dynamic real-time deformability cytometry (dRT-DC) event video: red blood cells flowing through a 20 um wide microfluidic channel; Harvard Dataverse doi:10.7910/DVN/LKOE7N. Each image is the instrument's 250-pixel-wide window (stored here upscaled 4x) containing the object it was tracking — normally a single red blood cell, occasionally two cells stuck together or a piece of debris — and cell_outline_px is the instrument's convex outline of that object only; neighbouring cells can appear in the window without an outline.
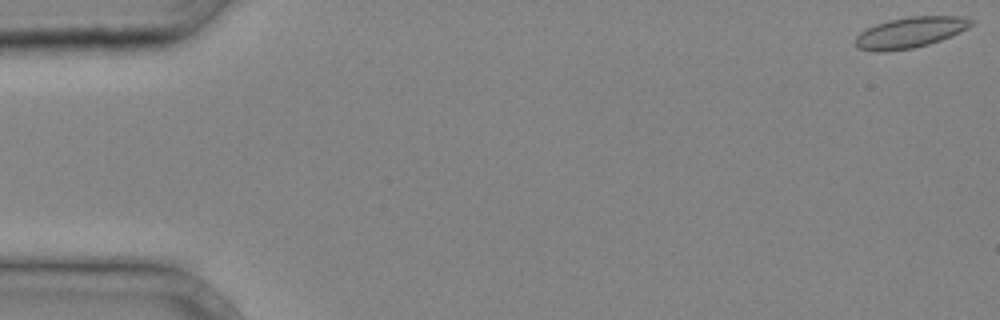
{"species": "common noctule bat (a hibernating species)", "species_latin": "Nyctalus noctula", "temperature_condition": "cold", "stored_images_in_passage": 35, "camera_frame_rate_fps": 3000, "um_per_image_px": 0.085, "animal": {"sex": "male", "body_mass_g": 20.4}, "frame": {"image": 1, "passage_image": 1, "time_ms": 0.0, "image_size_px": [1000, 320], "cell_outline_px": [[972, 24], [968, 28], [952, 36], [928, 44], [912, 48], [884, 52], [876, 52], [860, 48], [856, 44], [856, 36], [860, 32], [876, 24], [888, 20], [908, 16], [960, 16], [972, 20]], "centroid_in_image_um": [77.37, 2.75], "position_along_channel_um": 7.6, "area_um2": 20.63}}
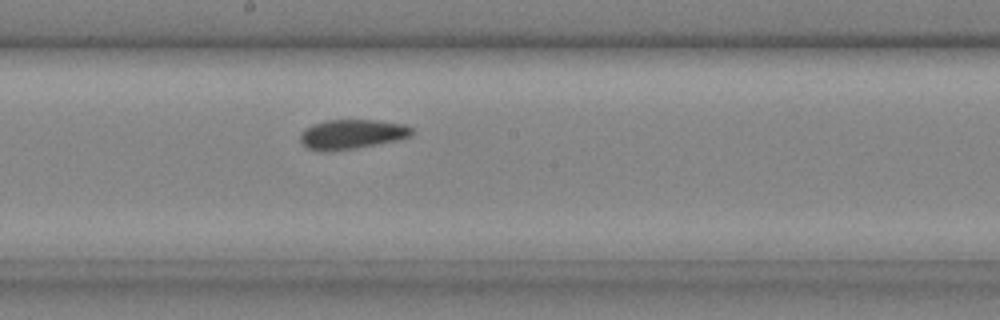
{"frame": {"image": 2, "passage_image": 22, "time_ms": 7.0, "image_size_px": [1000, 320], "cell_outline_px": [[416, 132], [412, 136], [396, 140], [356, 148], [332, 152], [320, 152], [308, 148], [300, 140], [300, 132], [304, 128], [312, 124], [324, 120], [376, 120], [408, 124]], "centroid_in_image_um": [29.91, 11.41], "position_along_channel_um": 218.3, "area_um2": 19.65}}
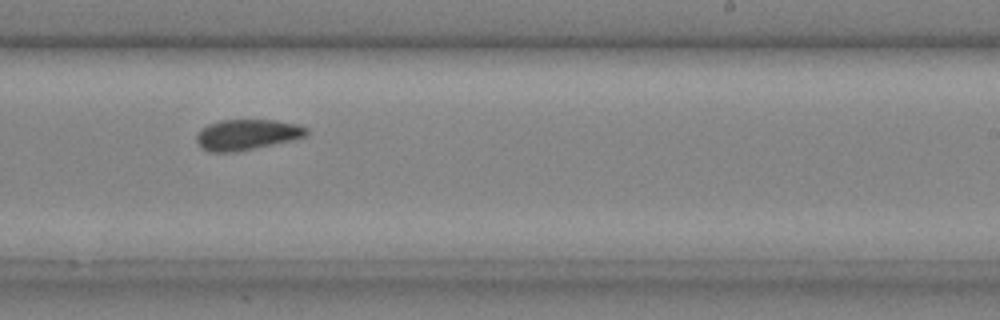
{"frame": {"image": 3, "passage_image": 25, "time_ms": 8.0, "image_size_px": [1000, 320], "cell_outline_px": [[308, 132], [304, 136], [292, 140], [236, 152], [208, 152], [200, 148], [196, 140], [196, 136], [208, 124], [220, 120], [276, 120], [300, 124], [308, 128]], "centroid_in_image_um": [20.99, 11.44], "position_along_channel_um": 268.0, "area_um2": 19.65}}